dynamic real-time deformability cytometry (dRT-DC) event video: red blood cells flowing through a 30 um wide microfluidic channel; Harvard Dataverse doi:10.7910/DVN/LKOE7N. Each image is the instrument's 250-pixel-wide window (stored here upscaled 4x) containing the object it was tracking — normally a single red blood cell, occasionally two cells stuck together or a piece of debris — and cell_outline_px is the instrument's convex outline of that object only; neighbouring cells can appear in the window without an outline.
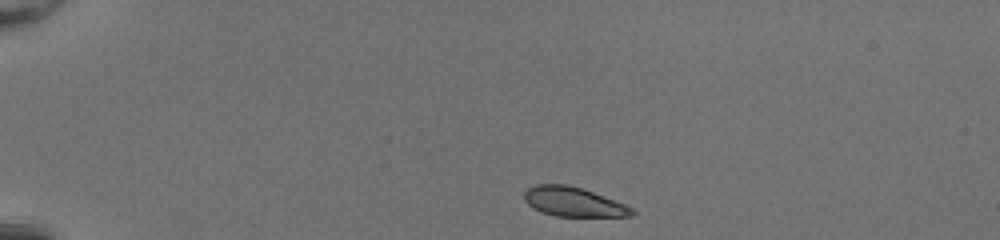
{"species": "common noctule bat (a hibernating species)", "species_latin": "Nyctalus noctula", "temperature_condition": "room temperature", "stored_images_in_passage": 41, "camera_frame_rate_fps": 3000, "um_per_image_px": 0.085, "animal": {"sex": "female", "body_mass_g": 20.0, "forearm_length_mm": 54.0}, "frame": {"image": 1, "passage_image": 1, "time_ms": 0.0, "image_size_px": [1000, 240], "cell_outline_px": [[636, 212], [632, 216], [556, 216], [540, 212], [532, 208], [524, 200], [524, 192], [528, 188], [536, 184], [564, 184], [580, 188], [592, 192], [624, 204], [632, 208]], "centroid_in_image_um": [48.69, 17.16], "position_along_channel_um": 36.3, "area_um2": 18.26}}
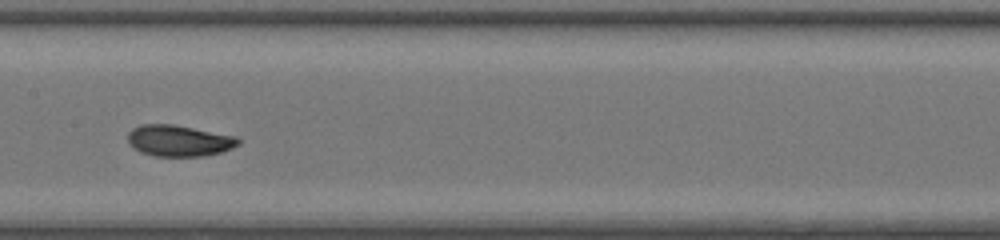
{"frame": {"image": 2, "passage_image": 18, "time_ms": 5.667, "image_size_px": [1000, 240], "cell_outline_px": [[240, 144], [232, 148], [220, 152], [204, 156], [156, 156], [140, 152], [132, 148], [128, 144], [128, 132], [132, 128], [140, 124], [172, 124], [236, 136], [240, 140]], "centroid_in_image_um": [15.18, 11.96], "position_along_channel_um": 192.2, "area_um2": 20.23}}
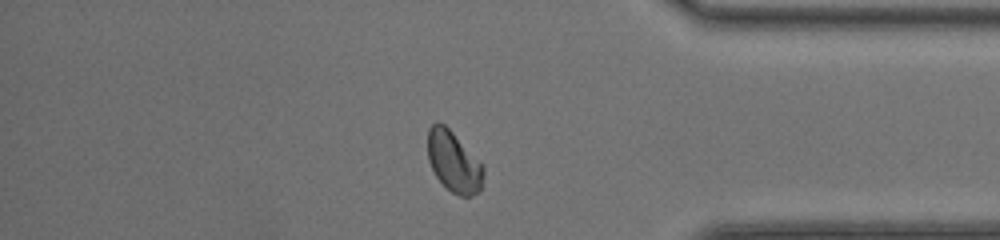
{"frame": {"image": 3, "passage_image": 34, "time_ms": 11.0, "image_size_px": [1000, 240], "cell_outline_px": [[484, 172], [480, 192], [472, 196], [460, 196], [452, 192], [436, 176], [428, 160], [428, 128], [436, 120], [444, 124], [484, 164]], "centroid_in_image_um": [38.58, 13.74], "position_along_channel_um": 396.6, "area_um2": 19.83}, "authors_computed_cell_mechanics": {"area_um2": 19.7098, "velocity_mm_per_s": 4.1006, "shape_relaxation_time_tau1_ms": 2.9547, "shape_relaxation_time_tau2_ms": null, "deformation_change_tau1": 0.1054, "deformation_change_tau2": null}}